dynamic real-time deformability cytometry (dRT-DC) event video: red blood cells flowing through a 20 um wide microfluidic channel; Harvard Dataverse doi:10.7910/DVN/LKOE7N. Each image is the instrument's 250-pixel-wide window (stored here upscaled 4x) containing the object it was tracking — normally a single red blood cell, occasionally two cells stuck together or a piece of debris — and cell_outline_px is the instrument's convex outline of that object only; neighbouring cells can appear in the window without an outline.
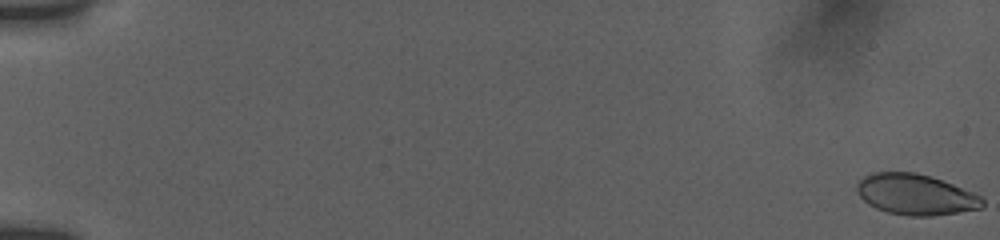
{"species": "human", "species_latin": "Homo sapiens", "temperature_condition": "room temperature", "stored_images_in_passage": 77, "camera_frame_rate_fps": 3000, "um_per_image_px": 0.085, "donor": {"sex": "female"}, "frame": {"image": 1, "passage_image": 1, "time_ms": 0.0, "image_size_px": [1000, 240], "cell_outline_px": [[984, 204], [980, 208], [932, 216], [908, 216], [888, 212], [876, 208], [868, 204], [856, 192], [856, 184], [864, 176], [872, 172], [916, 172], [952, 184], [972, 192], [980, 196], [984, 200]], "centroid_in_image_um": [77.78, 16.53], "position_along_channel_um": 7.2, "area_um2": 29.59}}
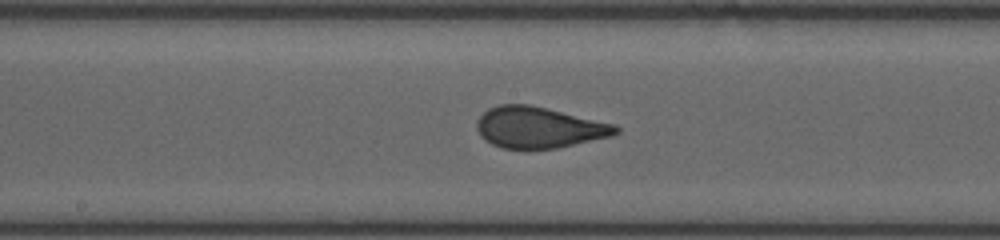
{"frame": {"image": 2, "passage_image": 39, "time_ms": 10.333, "image_size_px": [1000, 240], "cell_outline_px": [[620, 132], [612, 136], [556, 148], [500, 148], [484, 140], [480, 136], [476, 128], [476, 120], [488, 108], [500, 104], [528, 104], [616, 124], [620, 128]], "centroid_in_image_um": [45.79, 10.83], "position_along_channel_um": 202.4, "area_um2": 33.29}}
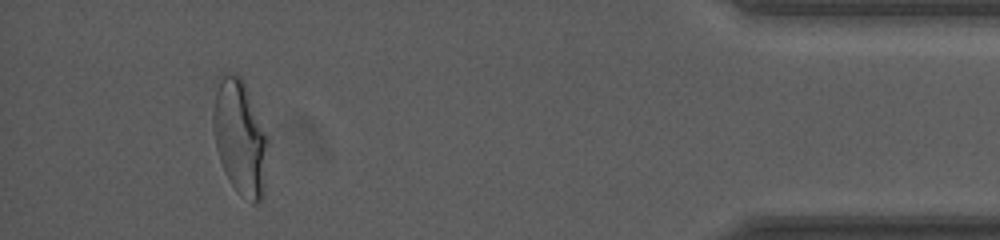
{"frame": {"image": 3, "passage_image": 76, "time_ms": 17.333, "image_size_px": [1000, 240], "cell_outline_px": [[268, 140], [264, 192], [260, 200], [256, 204], [252, 204], [232, 184], [224, 172], [216, 148], [212, 124], [212, 108], [216, 76], [224, 72], [236, 72], [244, 80], [268, 136]], "centroid_in_image_um": [20.37, 11.56], "position_along_channel_um": 414.8, "area_um2": 37.4}, "authors_computed_cell_mechanics": {"area_um2": 32.8304, "velocity_mm_per_s": 3.7899, "shape_relaxation_time_tau1_ms": 8.198, "shape_relaxation_time_tau2_ms": null, "deformation_change_tau1": 0.2316, "deformation_change_tau2": null}}